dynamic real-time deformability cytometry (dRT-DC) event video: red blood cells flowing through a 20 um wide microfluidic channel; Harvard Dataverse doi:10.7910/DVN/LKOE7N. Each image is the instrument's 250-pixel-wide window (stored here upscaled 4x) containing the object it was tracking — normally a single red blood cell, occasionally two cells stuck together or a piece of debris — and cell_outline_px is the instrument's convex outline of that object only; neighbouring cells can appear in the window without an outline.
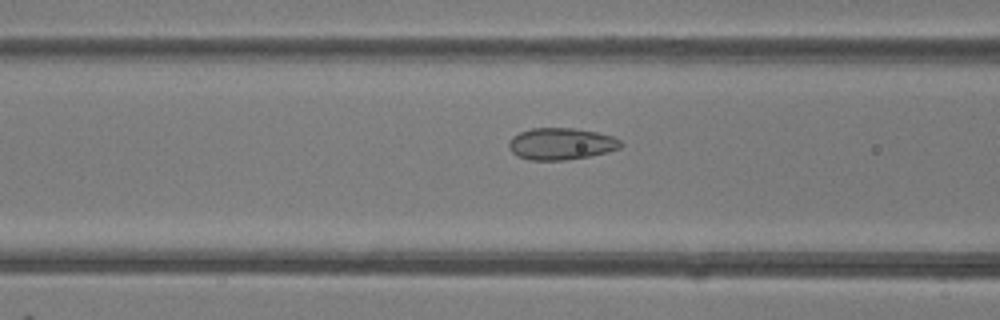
{"species": "common noctule bat (a hibernating species)", "species_latin": "Nyctalus noctula", "temperature_condition": "room temperature", "stored_images_in_passage": 35, "camera_frame_rate_fps": 3000, "um_per_image_px": 0.085, "animal": {"sex": "female"}, "frame": {"image": 1, "passage_image": 14, "time_ms": 4.333, "image_size_px": [1000, 320], "cell_outline_px": [[624, 144], [620, 148], [608, 152], [588, 156], [564, 160], [532, 160], [516, 156], [508, 148], [508, 140], [512, 136], [520, 132], [532, 128], [572, 128], [596, 132], [612, 136], [620, 140]], "centroid_in_image_um": [47.67, 12.22], "position_along_channel_um": 118.9, "area_um2": 20.81}}
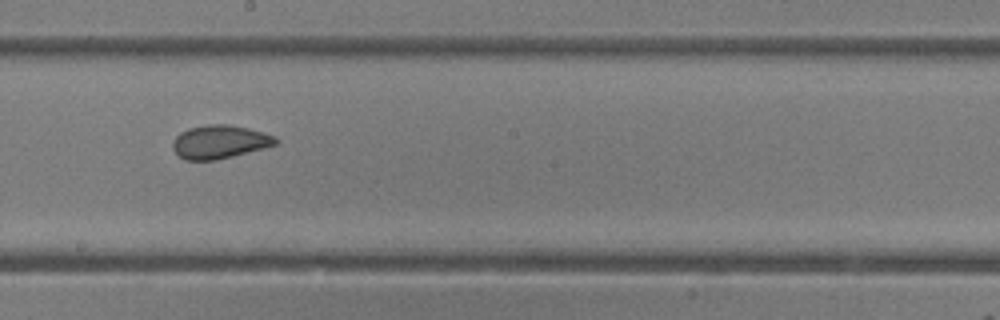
{"frame": {"image": 2, "passage_image": 22, "time_ms": 7.0, "image_size_px": [1000, 320], "cell_outline_px": [[280, 140], [276, 144], [264, 148], [216, 160], [184, 160], [172, 148], [172, 144], [176, 136], [180, 132], [188, 128], [208, 124], [228, 124], [248, 128], [264, 132], [276, 136]], "centroid_in_image_um": [18.69, 12.05], "position_along_channel_um": 229.5, "area_um2": 20.11}}
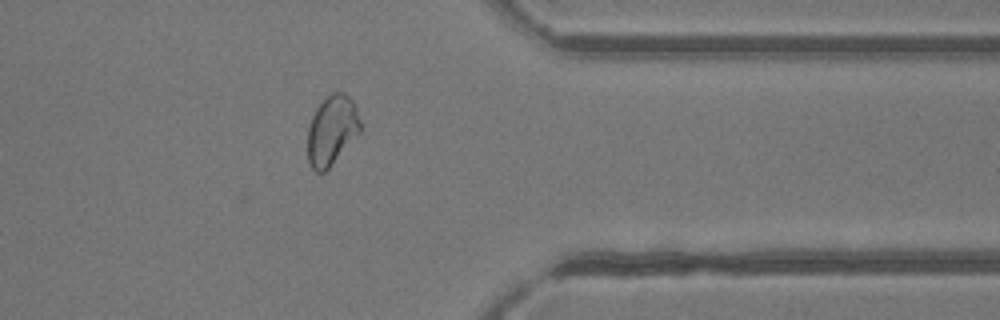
{"frame": {"image": 3, "passage_image": 34, "time_ms": 11.0, "image_size_px": [1000, 320], "cell_outline_px": [[360, 132], [328, 168], [324, 172], [316, 172], [312, 168], [308, 160], [308, 128], [312, 116], [316, 108], [332, 92], [344, 92], [352, 100], [356, 108], [360, 120]], "centroid_in_image_um": [28.2, 11.07], "position_along_channel_um": 383.2, "area_um2": 21.04}}